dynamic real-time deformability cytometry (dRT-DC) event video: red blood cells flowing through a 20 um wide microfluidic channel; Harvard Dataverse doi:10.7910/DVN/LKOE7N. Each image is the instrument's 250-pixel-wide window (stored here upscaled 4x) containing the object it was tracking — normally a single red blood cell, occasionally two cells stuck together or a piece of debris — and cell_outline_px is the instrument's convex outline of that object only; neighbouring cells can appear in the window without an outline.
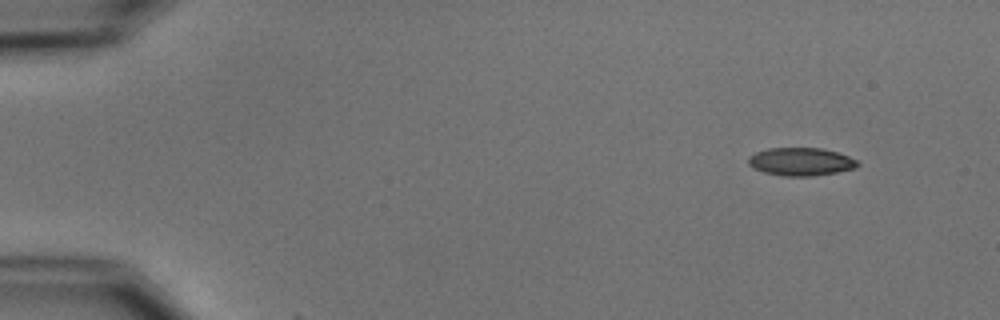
{"species": "common noctule bat (a hibernating species)", "species_latin": "Nyctalus noctula", "temperature_condition": "cold", "stored_images_in_passage": 3, "camera_frame_rate_fps": 3000, "um_per_image_px": 0.085, "animal": {"sex": "male", "body_mass_g": 15.6}, "frame": {"image": 1, "passage_image": 1, "time_ms": 0.0, "image_size_px": [1000, 320], "cell_outline_px": [[860, 164], [856, 168], [836, 172], [812, 176], [784, 176], [764, 172], [752, 168], [748, 164], [748, 156], [756, 152], [768, 148], [820, 148], [836, 152], [848, 156], [856, 160]], "centroid_in_image_um": [68.04, 13.74], "position_along_channel_um": 17.0, "area_um2": 17.8}}